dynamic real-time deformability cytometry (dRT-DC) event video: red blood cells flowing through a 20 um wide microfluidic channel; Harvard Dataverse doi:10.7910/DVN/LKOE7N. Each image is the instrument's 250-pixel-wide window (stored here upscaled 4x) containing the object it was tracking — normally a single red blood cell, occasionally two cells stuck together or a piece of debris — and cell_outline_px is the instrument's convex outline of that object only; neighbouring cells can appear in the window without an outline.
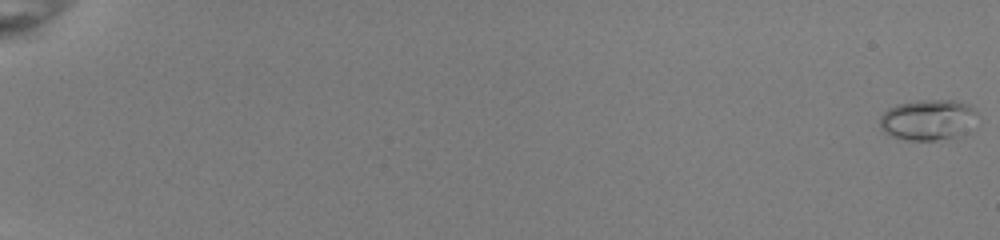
{"species": "common noctule bat (a hibernating species)", "species_latin": "Nyctalus noctula", "temperature_condition": "room temperature", "stored_images_in_passage": 54, "camera_frame_rate_fps": 3000, "um_per_image_px": 0.085, "animal": {"sex": "female", "body_mass_g": 22.0, "forearm_length_mm": 56.7}, "frame": {"image": 1, "passage_image": 1, "time_ms": 0.0, "image_size_px": [1000, 240], "cell_outline_px": [[976, 112], [952, 136], [932, 140], [908, 140], [892, 136], [880, 128], [880, 116], [888, 108], [896, 104], [916, 100], [956, 100], [968, 104]], "centroid_in_image_um": [78.68, 10.13], "position_along_channel_um": 6.3, "area_um2": 21.79}}
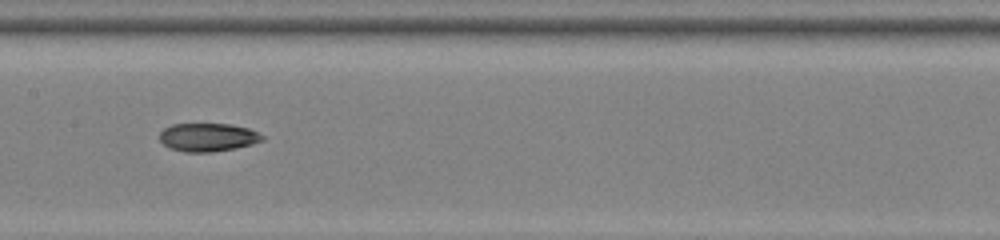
{"frame": {"image": 2, "passage_image": 31, "time_ms": 10.0, "image_size_px": [1000, 240], "cell_outline_px": [[264, 140], [252, 144], [236, 148], [212, 152], [184, 152], [168, 148], [160, 140], [160, 132], [164, 128], [172, 124], [228, 124], [248, 128], [264, 136]], "centroid_in_image_um": [17.65, 11.67], "position_along_channel_um": 189.7, "area_um2": 16.94}}
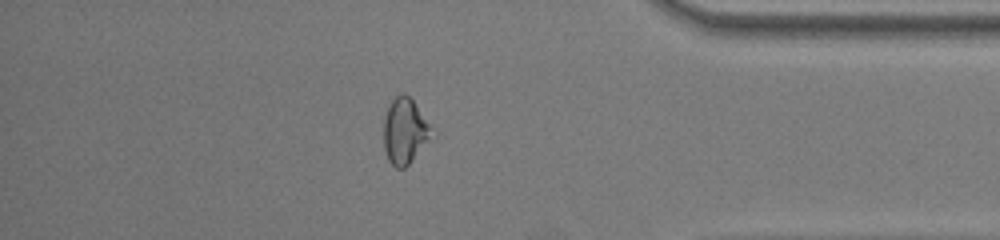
{"frame": {"image": 3, "passage_image": 48, "time_ms": 15.667, "image_size_px": [1000, 240], "cell_outline_px": [[428, 140], [408, 164], [404, 168], [396, 168], [388, 160], [384, 148], [384, 116], [392, 100], [400, 92], [404, 92], [412, 100], [428, 124]], "centroid_in_image_um": [34.32, 11.13], "position_along_channel_um": 400.9, "area_um2": 17.46}, "authors_computed_cell_mechanics": {"area_um2": 17.8891, "velocity_mm_per_s": 4.0276, "shape_relaxation_time_tau1_ms": null, "shape_relaxation_time_tau2_ms": 2.6292, "deformation_change_tau1": null, "deformation_change_tau2": 0.0766}}